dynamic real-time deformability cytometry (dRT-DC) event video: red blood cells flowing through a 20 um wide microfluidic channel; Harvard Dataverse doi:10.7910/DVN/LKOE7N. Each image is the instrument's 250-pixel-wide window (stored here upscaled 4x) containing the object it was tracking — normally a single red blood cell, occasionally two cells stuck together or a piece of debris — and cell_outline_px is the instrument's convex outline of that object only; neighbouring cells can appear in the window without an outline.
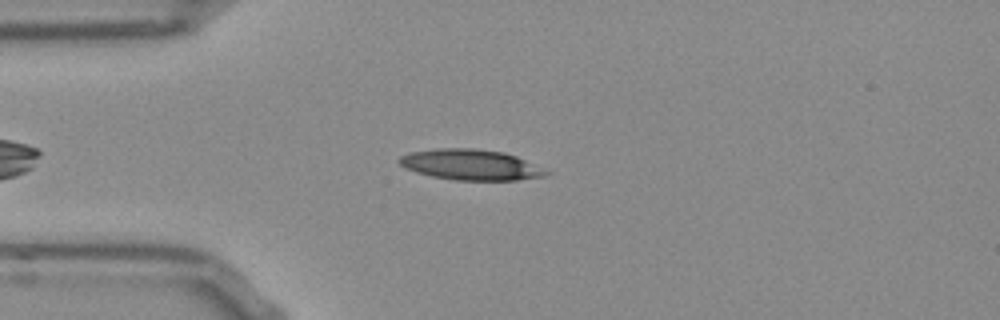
{"species": "Egyptian fruit bat (a non-hibernating species)", "species_latin": "Rousettus aegyptiacus", "temperature_condition": "room temperature", "stored_images_in_passage": 39, "camera_frame_rate_fps": 3000, "um_per_image_px": 0.085, "frame": {"image": 1, "passage_image": 6, "time_ms": 1.667, "image_size_px": [1000, 320], "cell_outline_px": [[552, 172], [544, 176], [516, 180], [456, 180], [432, 176], [416, 172], [400, 164], [396, 160], [400, 156], [408, 152], [436, 148], [476, 148], [504, 152], [516, 156]], "centroid_in_image_um": [39.99, 13.99], "position_along_channel_um": 45.0, "area_um2": 26.24}}
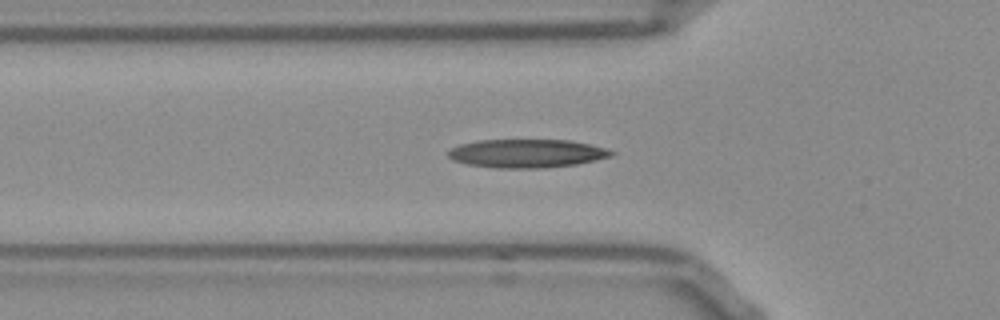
{"frame": {"image": 2, "passage_image": 10, "time_ms": 3.0, "image_size_px": [1000, 320], "cell_outline_px": [[616, 152], [612, 156], [596, 160], [576, 164], [544, 168], [496, 168], [468, 164], [452, 160], [448, 156], [448, 152], [452, 148], [460, 144], [476, 140], [572, 140], [604, 148]], "centroid_in_image_um": [44.77, 13.04], "position_along_channel_um": 81.0, "area_um2": 27.05}}
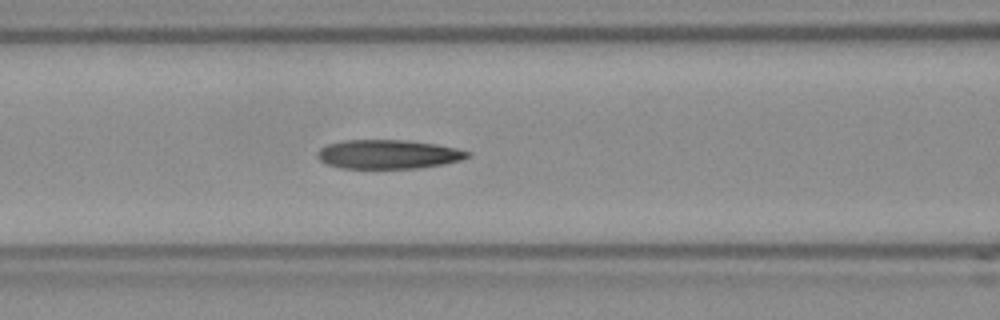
{"frame": {"image": 3, "passage_image": 14, "time_ms": 4.333, "image_size_px": [1000, 320], "cell_outline_px": [[472, 156], [460, 160], [444, 164], [416, 168], [340, 168], [328, 164], [320, 160], [316, 156], [316, 152], [320, 148], [328, 144], [344, 140], [404, 140], [436, 144], [456, 148], [472, 152]], "centroid_in_image_um": [33.01, 13.11], "position_along_channel_um": 133.6, "area_um2": 25.43}, "authors_computed_cell_mechanics": {"area_um2": 25.721, "velocity_mm_per_s": 3.8584, "shape_relaxation_time_tau1_ms": 10.8247, "shape_relaxation_time_tau2_ms": 2.243, "deformation_change_tau1": 0.2508, "deformation_change_tau2": 0.1029}}